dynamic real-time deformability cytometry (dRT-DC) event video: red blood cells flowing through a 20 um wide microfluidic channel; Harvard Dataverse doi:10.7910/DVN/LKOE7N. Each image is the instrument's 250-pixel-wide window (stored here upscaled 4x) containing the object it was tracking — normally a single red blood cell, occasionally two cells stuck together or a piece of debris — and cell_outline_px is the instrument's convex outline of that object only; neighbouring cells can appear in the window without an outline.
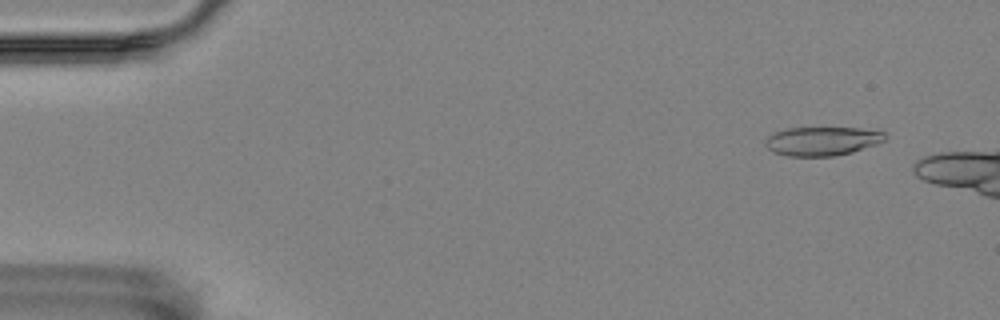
{"species": "Egyptian fruit bat (a non-hibernating species)", "species_latin": "Rousettus aegyptiacus", "temperature_condition": "room temperature", "stored_images_in_passage": 11, "camera_frame_rate_fps": 3000, "um_per_image_px": 0.085, "animal": {"sex": "female"}, "frame": {"image": 1, "passage_image": 5, "time_ms": 1.333, "image_size_px": [1000, 320], "cell_outline_px": [[884, 140], [876, 144], [852, 152], [836, 156], [788, 156], [772, 152], [764, 144], [764, 140], [772, 132], [788, 128], [860, 128], [884, 132]], "centroid_in_image_um": [69.82, 12.0], "position_along_channel_um": 15.2, "area_um2": 20.11}}